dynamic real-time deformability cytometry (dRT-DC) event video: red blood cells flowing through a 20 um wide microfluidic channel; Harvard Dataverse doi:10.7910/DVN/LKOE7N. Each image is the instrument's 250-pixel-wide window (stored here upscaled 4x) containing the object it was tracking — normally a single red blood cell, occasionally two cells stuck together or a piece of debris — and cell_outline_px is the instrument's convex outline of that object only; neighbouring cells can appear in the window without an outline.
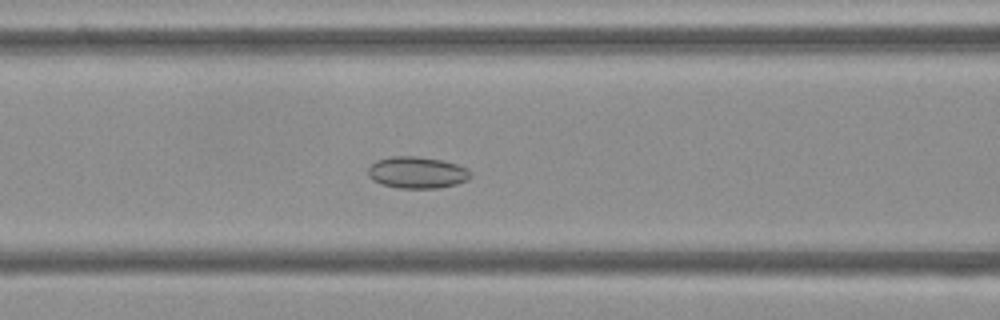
{"species": "Egyptian fruit bat (a non-hibernating species)", "species_latin": "Rousettus aegyptiacus", "temperature_condition": "cold", "stored_images_in_passage": 53, "camera_frame_rate_fps": 3000, "um_per_image_px": 0.085, "frame": {"image": 1, "passage_image": 21, "time_ms": 6.667, "image_size_px": [1000, 320], "cell_outline_px": [[472, 176], [468, 180], [456, 184], [436, 188], [400, 188], [380, 184], [372, 180], [368, 176], [368, 168], [376, 160], [392, 156], [416, 156], [444, 160], [468, 168], [472, 172]], "centroid_in_image_um": [35.46, 14.66], "position_along_channel_um": 131.1, "area_um2": 19.13}}
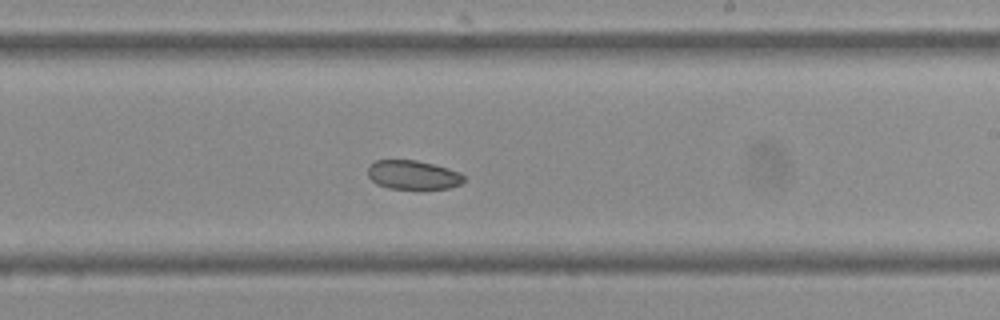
{"frame": {"image": 2, "passage_image": 31, "time_ms": 10.0, "image_size_px": [1000, 320], "cell_outline_px": [[464, 180], [460, 184], [448, 188], [420, 192], [388, 188], [376, 184], [368, 176], [368, 164], [376, 160], [416, 160], [448, 168], [460, 172], [464, 176]], "centroid_in_image_um": [35.1, 14.92], "position_along_channel_um": 253.9, "area_um2": 16.99}}
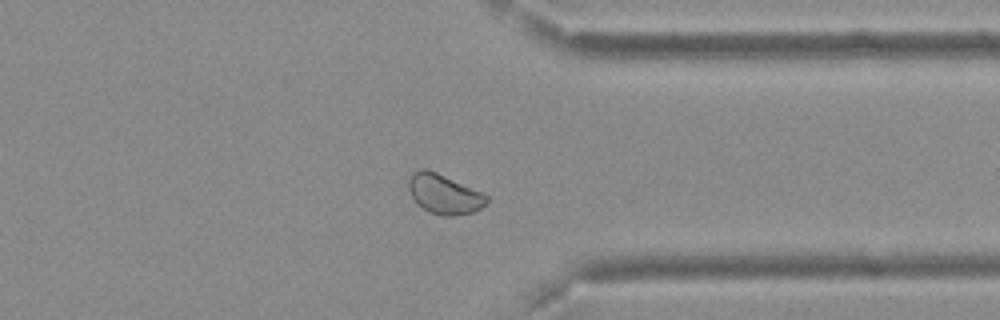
{"frame": {"image": 3, "passage_image": 41, "time_ms": 13.333, "image_size_px": [1000, 320], "cell_outline_px": [[488, 200], [480, 208], [472, 212], [456, 216], [444, 216], [428, 212], [416, 204], [408, 188], [408, 180], [412, 172], [420, 168], [428, 168], [480, 192], [488, 196]], "centroid_in_image_um": [37.69, 16.49], "position_along_channel_um": 373.7, "area_um2": 18.03}}